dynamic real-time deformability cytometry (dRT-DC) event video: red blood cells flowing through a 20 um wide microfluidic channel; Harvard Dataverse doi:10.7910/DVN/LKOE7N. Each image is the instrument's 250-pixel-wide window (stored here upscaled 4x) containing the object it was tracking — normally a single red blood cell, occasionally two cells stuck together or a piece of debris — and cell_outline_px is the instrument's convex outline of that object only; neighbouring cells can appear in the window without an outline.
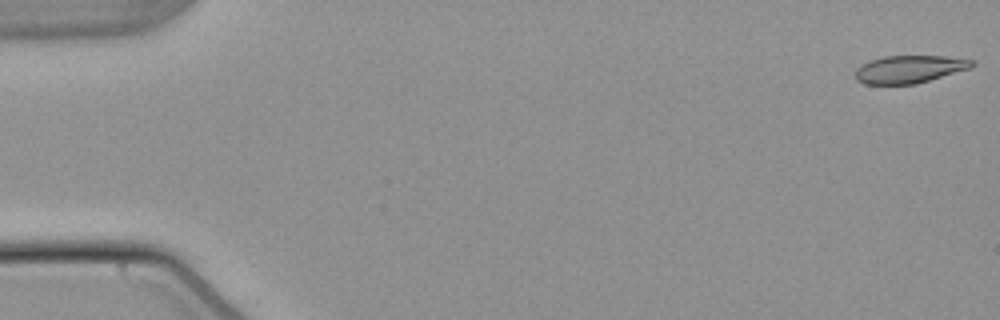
{"species": "common noctule bat (a hibernating species)", "species_latin": "Nyctalus noctula", "temperature_condition": "warm", "stored_images_in_passage": 55, "camera_frame_rate_fps": 3000, "um_per_image_px": 0.085, "animal": {"sex": "male", "body_mass_g": 21.5, "forearm_length_mm": 52.0}, "frame": {"image": 1, "passage_image": 1, "time_ms": 0.0, "image_size_px": [1000, 320], "cell_outline_px": [[976, 64], [972, 68], [916, 84], [864, 84], [856, 80], [856, 68], [868, 60], [884, 56], [948, 56], [972, 60]], "centroid_in_image_um": [77.31, 5.88], "position_along_channel_um": 7.7, "area_um2": 18.96}}
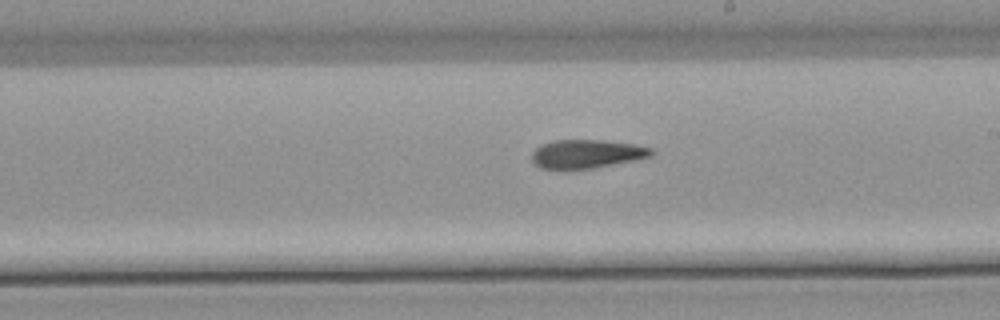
{"frame": {"image": 2, "passage_image": 31, "time_ms": 10.0, "image_size_px": [1000, 320], "cell_outline_px": [[656, 152], [652, 156], [636, 160], [592, 168], [568, 172], [564, 172], [540, 168], [532, 160], [532, 152], [540, 144], [552, 140], [600, 140], [636, 144], [652, 148]], "centroid_in_image_um": [49.84, 13.11], "position_along_channel_um": 239.2, "area_um2": 20.69}}
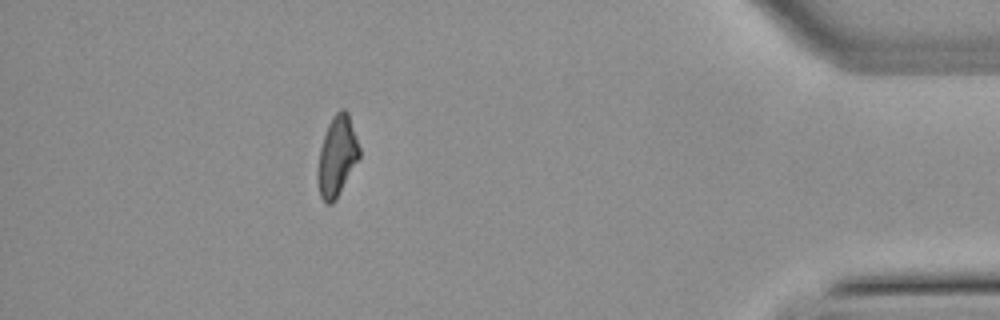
{"frame": {"image": 3, "passage_image": 48, "time_ms": 15.667, "image_size_px": [1000, 320], "cell_outline_px": [[360, 156], [336, 200], [332, 204], [324, 204], [320, 196], [316, 180], [316, 172], [320, 148], [328, 124], [332, 116], [340, 108], [344, 108], [348, 112], [360, 148]], "centroid_in_image_um": [28.62, 13.3], "position_along_channel_um": 406.6, "area_um2": 19.71}, "authors_computed_cell_mechanics": {"area_um2": 20.1722, "velocity_mm_per_s": 3.8366, "shape_relaxation_time_tau1_ms": null, "shape_relaxation_time_tau2_ms": 8.1257, "deformation_change_tau1": null, "deformation_change_tau2": 0.2021}}